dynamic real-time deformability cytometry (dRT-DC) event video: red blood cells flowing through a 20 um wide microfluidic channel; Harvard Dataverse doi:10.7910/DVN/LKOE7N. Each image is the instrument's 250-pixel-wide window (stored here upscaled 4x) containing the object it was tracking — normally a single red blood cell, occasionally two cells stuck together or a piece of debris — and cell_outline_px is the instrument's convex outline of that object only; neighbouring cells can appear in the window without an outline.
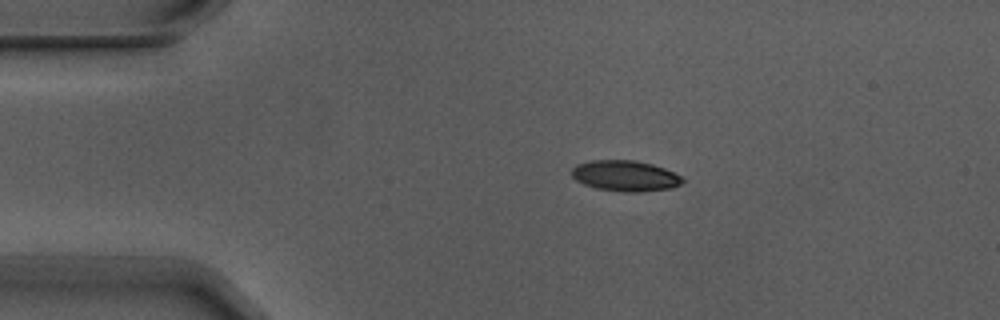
{"species": "Egyptian fruit bat (a non-hibernating species)", "species_latin": "Rousettus aegyptiacus", "temperature_condition": "warm", "stored_images_in_passage": 6, "camera_frame_rate_fps": 3000, "um_per_image_px": 0.085, "animal": {"sex": "male"}, "frame": {"image": 1, "passage_image": 1, "time_ms": 0.0, "image_size_px": [1000, 320], "cell_outline_px": [[684, 180], [680, 184], [672, 188], [636, 192], [620, 192], [596, 188], [584, 184], [576, 180], [572, 176], [572, 168], [576, 164], [592, 160], [636, 160], [652, 164], [664, 168], [680, 176]], "centroid_in_image_um": [53.12, 14.94], "position_along_channel_um": 31.9, "area_um2": 19.83}}
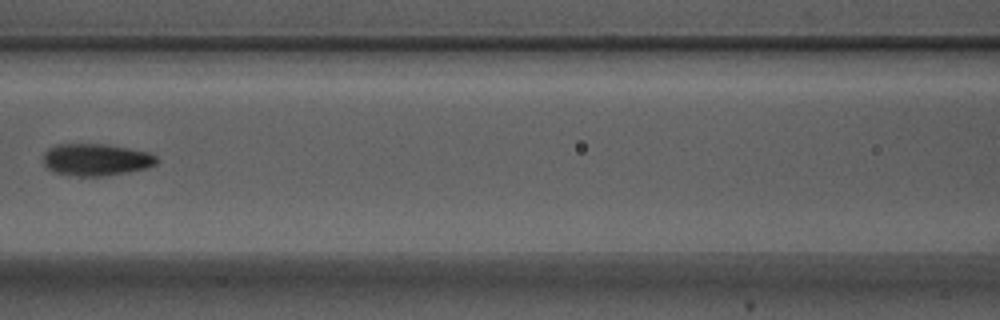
{"frame": {"image": 2, "passage_image": 5, "time_ms": 1.333, "image_size_px": [1000, 320], "cell_outline_px": [[160, 160], [156, 164], [148, 168], [128, 172], [100, 176], [76, 176], [52, 172], [44, 164], [44, 152], [48, 148], [56, 144], [108, 144], [148, 152], [156, 156]], "centroid_in_image_um": [8.17, 13.57], "position_along_channel_um": 158.4, "area_um2": 21.33}}
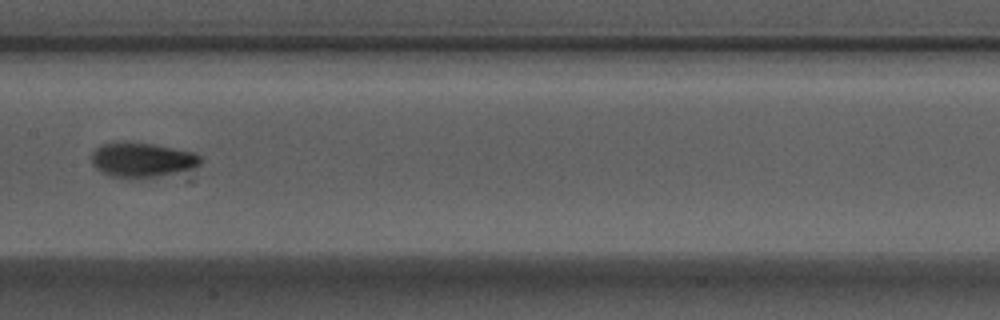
{"frame": {"image": 3, "passage_image": 6, "time_ms": 1.667, "image_size_px": [1000, 320], "cell_outline_px": [[204, 160], [200, 164], [192, 168], [140, 180], [128, 180], [108, 176], [96, 168], [92, 164], [92, 152], [96, 148], [112, 140], [152, 144], [192, 152], [200, 156]], "centroid_in_image_um": [12.01, 13.61], "position_along_channel_um": 195.4, "area_um2": 22.43}}